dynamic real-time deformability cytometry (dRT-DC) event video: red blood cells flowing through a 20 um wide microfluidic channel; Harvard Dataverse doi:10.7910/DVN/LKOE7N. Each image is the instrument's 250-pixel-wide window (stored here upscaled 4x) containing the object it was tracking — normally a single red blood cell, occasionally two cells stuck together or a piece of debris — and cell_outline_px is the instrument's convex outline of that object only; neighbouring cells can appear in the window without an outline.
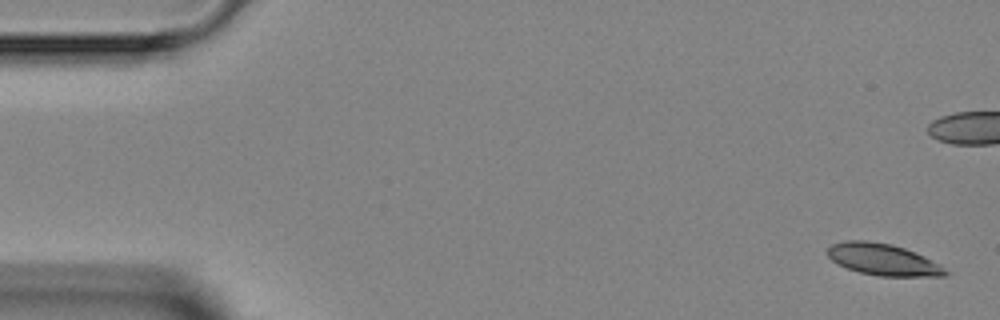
{"species": "Egyptian fruit bat (a non-hibernating species)", "species_latin": "Rousettus aegyptiacus", "temperature_condition": "room temperature", "stored_images_in_passage": 5, "camera_frame_rate_fps": 3000, "um_per_image_px": 0.085, "animal": {"sex": "female"}, "frame": {"image": 1, "passage_image": 1, "time_ms": 0.0, "image_size_px": [1000, 320], "cell_outline_px": [[948, 276], [880, 276], [860, 272], [836, 264], [828, 256], [828, 248], [832, 244], [844, 240], [868, 240], [892, 244], [904, 248], [924, 256], [940, 264], [948, 272]], "centroid_in_image_um": [75.05, 22.05], "position_along_channel_um": 9.9, "area_um2": 21.73}}